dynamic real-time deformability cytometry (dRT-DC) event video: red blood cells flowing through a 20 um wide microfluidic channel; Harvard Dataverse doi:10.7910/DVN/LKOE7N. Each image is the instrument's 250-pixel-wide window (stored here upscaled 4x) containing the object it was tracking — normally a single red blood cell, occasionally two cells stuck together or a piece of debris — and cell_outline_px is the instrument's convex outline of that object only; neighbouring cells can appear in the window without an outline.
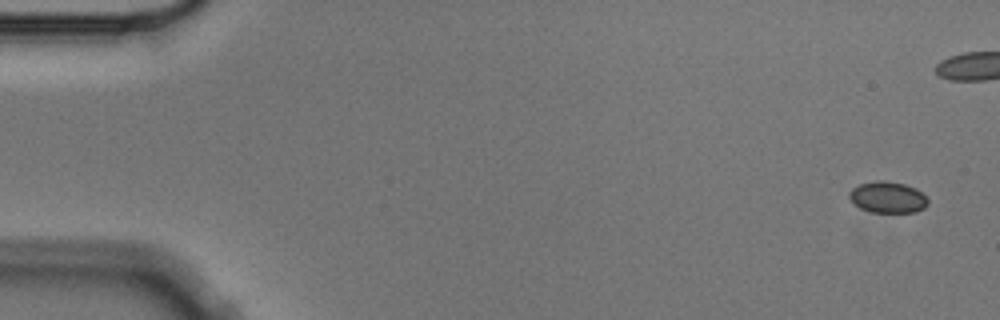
{"species": "Egyptian fruit bat (a non-hibernating species)", "species_latin": "Rousettus aegyptiacus", "temperature_condition": "cold", "stored_images_in_passage": 6, "camera_frame_rate_fps": 3000, "um_per_image_px": 0.085, "animal": {"sex": "male"}, "frame": {"image": 1, "passage_image": 1, "time_ms": 0.0, "image_size_px": [1000, 320], "cell_outline_px": [[928, 204], [924, 208], [916, 212], [872, 212], [860, 208], [848, 196], [848, 192], [852, 188], [860, 184], [876, 180], [884, 180], [904, 184], [916, 188], [928, 200]], "centroid_in_image_um": [75.45, 16.76], "position_along_channel_um": 9.6, "area_um2": 14.28}}
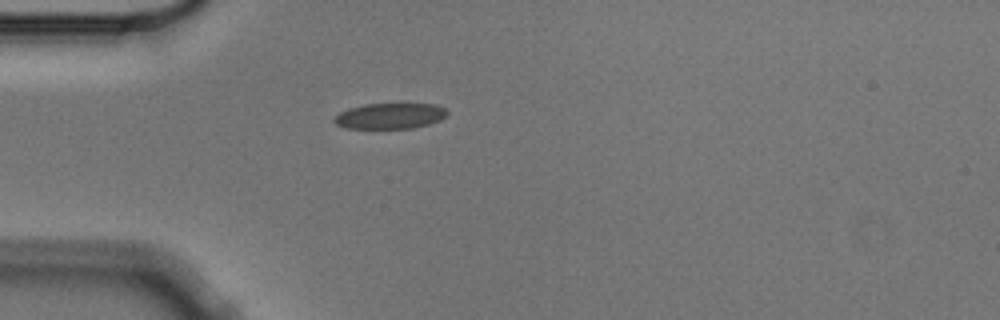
{"frame": {"image": 2, "passage_image": 6, "time_ms": 1.667, "image_size_px": [1000, 320], "cell_outline_px": [[448, 112], [440, 120], [428, 124], [412, 128], [344, 128], [336, 124], [332, 120], [340, 112], [348, 108], [364, 104], [436, 104], [444, 108]], "centroid_in_image_um": [33.12, 9.85], "position_along_channel_um": 51.9, "area_um2": 16.82}}